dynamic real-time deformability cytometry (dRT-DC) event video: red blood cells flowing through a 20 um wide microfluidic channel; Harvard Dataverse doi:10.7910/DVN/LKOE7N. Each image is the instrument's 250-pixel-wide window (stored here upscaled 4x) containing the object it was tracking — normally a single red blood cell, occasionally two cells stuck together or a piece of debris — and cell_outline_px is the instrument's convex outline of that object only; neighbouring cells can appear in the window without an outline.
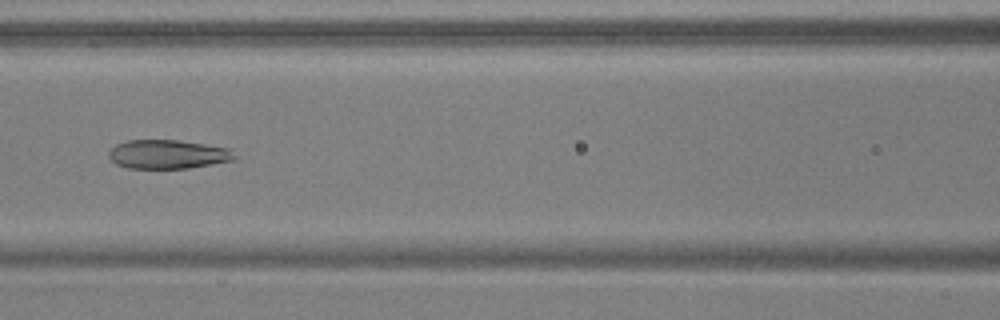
{"species": "common noctule bat (a hibernating species)", "species_latin": "Nyctalus noctula", "temperature_condition": "warm", "stored_images_in_passage": 37, "camera_frame_rate_fps": 3000, "um_per_image_px": 0.085, "animal": {"sex": "male", "body_mass_g": 17.9, "forearm_length_mm": 54.2}, "frame": {"image": 1, "passage_image": 8, "time_ms": 2.333, "image_size_px": [1000, 320], "cell_outline_px": [[236, 160], [188, 168], [128, 168], [116, 164], [108, 156], [108, 152], [116, 144], [128, 140], [180, 140], [228, 148], [236, 156]], "centroid_in_image_um": [14.26, 13.11], "position_along_channel_um": 152.3, "area_um2": 21.15}}
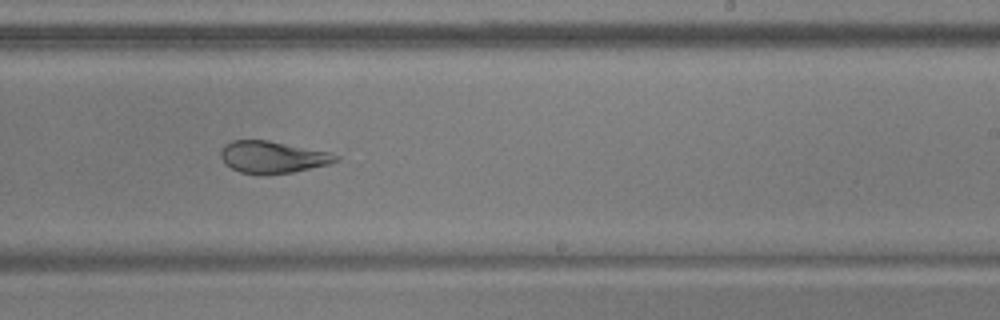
{"frame": {"image": 2, "passage_image": 17, "time_ms": 5.333, "image_size_px": [1000, 320], "cell_outline_px": [[340, 160], [328, 164], [292, 172], [264, 176], [256, 176], [240, 172], [224, 164], [220, 156], [220, 152], [224, 144], [232, 140], [268, 140], [332, 152], [340, 156]], "centroid_in_image_um": [23.16, 13.37], "position_along_channel_um": 265.8, "area_um2": 21.96}}
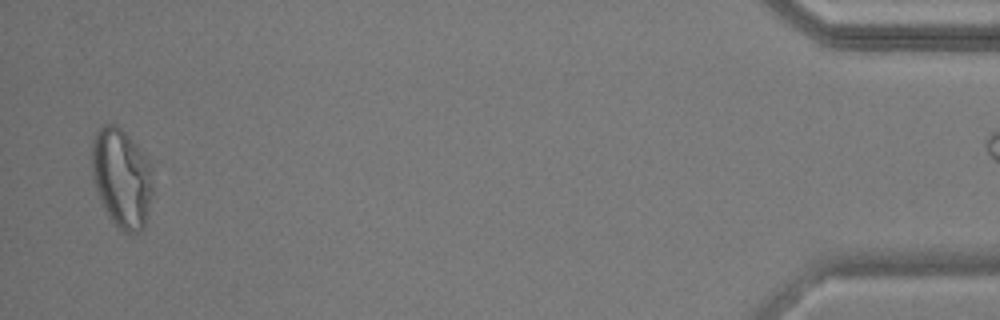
{"frame": {"image": 3, "passage_image": 36, "time_ms": 11.667, "image_size_px": [1000, 320], "cell_outline_px": [[152, 196], [144, 228], [140, 232], [124, 232], [108, 216], [100, 200], [92, 180], [92, 140], [96, 132], [108, 120], [116, 124], [132, 140], [148, 160], [152, 168]], "centroid_in_image_um": [10.33, 15.11], "position_along_channel_um": 424.9, "area_um2": 35.37}}